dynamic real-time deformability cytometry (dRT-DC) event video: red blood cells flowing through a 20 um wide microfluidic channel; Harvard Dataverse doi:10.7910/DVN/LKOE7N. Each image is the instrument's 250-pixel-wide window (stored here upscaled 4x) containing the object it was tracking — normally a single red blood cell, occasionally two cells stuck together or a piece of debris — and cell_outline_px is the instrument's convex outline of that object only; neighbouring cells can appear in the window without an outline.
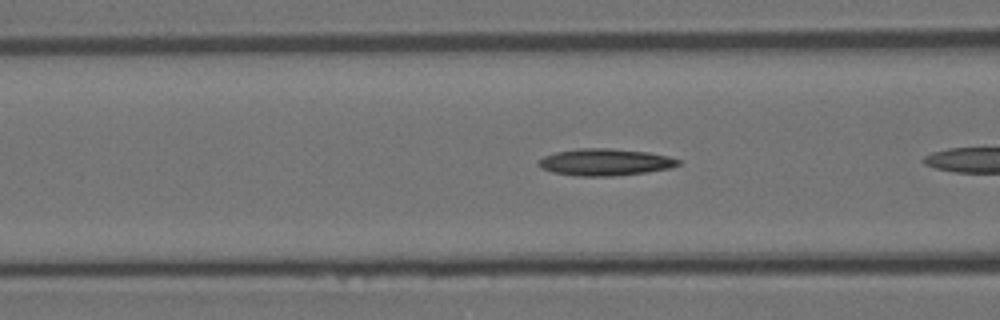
{"species": "Egyptian fruit bat (a non-hibernating species)", "species_latin": "Rousettus aegyptiacus", "temperature_condition": "room temperature", "stored_images_in_passage": 10, "camera_frame_rate_fps": 3000, "um_per_image_px": 0.085, "animal": {"sex": "female"}, "frame": {"image": 1, "passage_image": 5, "time_ms": 1.333, "image_size_px": [1000, 320], "cell_outline_px": [[680, 164], [672, 168], [644, 172], [612, 176], [580, 176], [552, 172], [540, 168], [536, 164], [544, 156], [556, 152], [580, 148], [612, 148], [648, 152], [668, 156], [680, 160]], "centroid_in_image_um": [51.43, 13.78], "position_along_channel_um": 115.2, "area_um2": 21.85}}